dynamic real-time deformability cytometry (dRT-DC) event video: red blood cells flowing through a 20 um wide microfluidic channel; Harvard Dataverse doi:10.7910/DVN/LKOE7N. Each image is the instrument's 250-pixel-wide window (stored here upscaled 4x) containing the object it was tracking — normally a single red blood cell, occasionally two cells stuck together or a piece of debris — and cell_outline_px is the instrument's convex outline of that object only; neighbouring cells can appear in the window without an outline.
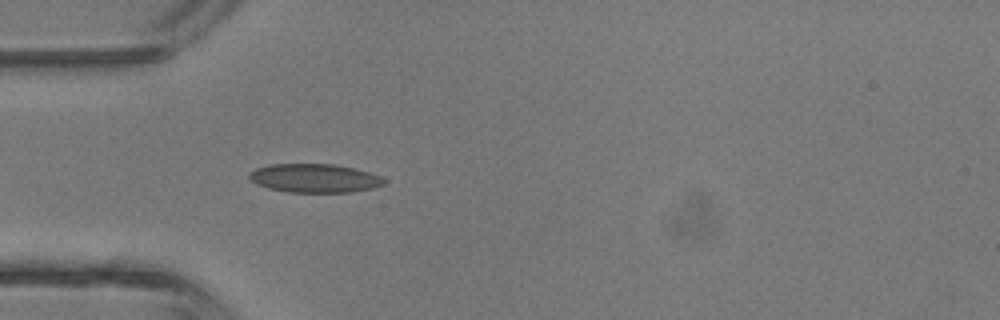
{"species": "common noctule bat (a hibernating species)", "species_latin": "Nyctalus noctula", "temperature_condition": "room temperature", "stored_images_in_passage": 4, "camera_frame_rate_fps": 3000, "um_per_image_px": 0.085, "animal": {"sex": "male", "body_mass_g": 13.3}, "frame": {"image": 1, "passage_image": 4, "time_ms": 3.333, "image_size_px": [1000, 320], "cell_outline_px": [[384, 184], [372, 188], [352, 192], [288, 192], [268, 188], [256, 184], [248, 176], [248, 172], [256, 168], [268, 164], [336, 164], [368, 172], [380, 176], [384, 180]], "centroid_in_image_um": [26.69, 15.14], "position_along_channel_um": 58.3, "area_um2": 22.48}}